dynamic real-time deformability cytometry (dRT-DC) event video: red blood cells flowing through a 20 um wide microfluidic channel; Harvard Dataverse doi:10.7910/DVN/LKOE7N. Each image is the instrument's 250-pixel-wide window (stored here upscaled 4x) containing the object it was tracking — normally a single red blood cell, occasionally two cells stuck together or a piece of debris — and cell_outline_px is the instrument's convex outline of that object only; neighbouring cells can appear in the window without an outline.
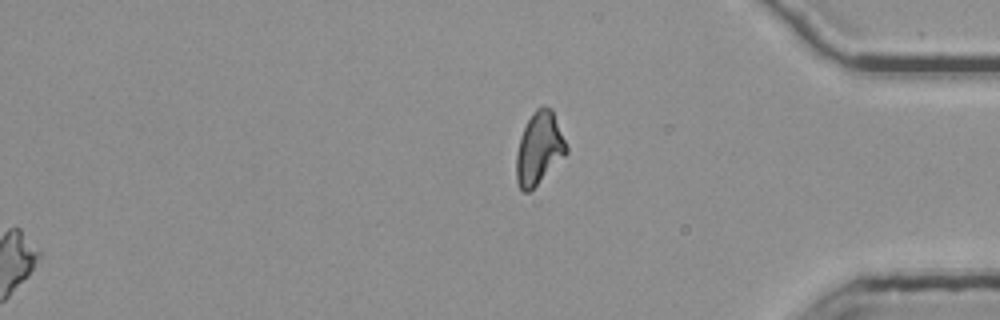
{"species": "common noctule bat (a hibernating species)", "species_latin": "Nyctalus noctula", "temperature_condition": "room temperature", "stored_images_in_passage": 48, "segment_of_instrument_passage": [2, 2], "camera_frame_rate_fps": 3000, "um_per_image_px": 0.085, "animal": {"sex": "female", "body_mass_g": 25.1}, "frame": {"image": 1, "passage_image": 48, "time_ms": 15.667, "image_size_px": [1000, 320], "cell_outline_px": [[568, 152], [528, 192], [524, 192], [520, 188], [516, 180], [516, 152], [520, 136], [532, 112], [540, 104], [544, 104], [552, 108], [568, 148]], "centroid_in_image_um": [45.81, 12.54], "position_along_channel_um": 389.4, "area_um2": 20.98}}